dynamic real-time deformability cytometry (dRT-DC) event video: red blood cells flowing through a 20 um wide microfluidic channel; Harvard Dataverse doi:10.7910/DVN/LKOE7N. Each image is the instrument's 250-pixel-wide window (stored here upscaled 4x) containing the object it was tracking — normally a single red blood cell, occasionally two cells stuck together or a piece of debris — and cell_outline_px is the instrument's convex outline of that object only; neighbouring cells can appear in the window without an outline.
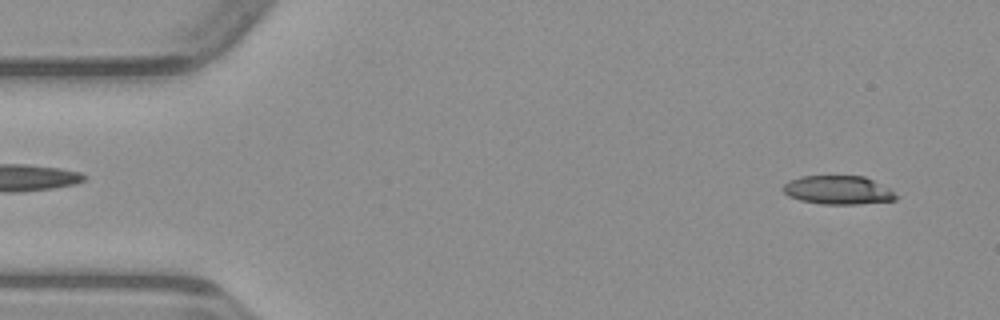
{"species": "common noctule bat (a hibernating species)", "species_latin": "Nyctalus noctula", "temperature_condition": "warm", "stored_images_in_passage": 46, "camera_frame_rate_fps": 3000, "um_per_image_px": 0.085, "animal": {"sex": "male", "body_mass_g": 23.1, "forearm_length_mm": 52.7}, "frame": {"image": 1, "passage_image": 1, "time_ms": 0.0, "image_size_px": [1000, 320], "cell_outline_px": [[900, 196], [896, 200], [856, 204], [820, 204], [800, 200], [788, 196], [784, 192], [784, 184], [792, 180], [804, 176], [864, 176], [888, 188]], "centroid_in_image_um": [71.26, 16.17], "position_along_channel_um": 13.7, "area_um2": 18.67}}
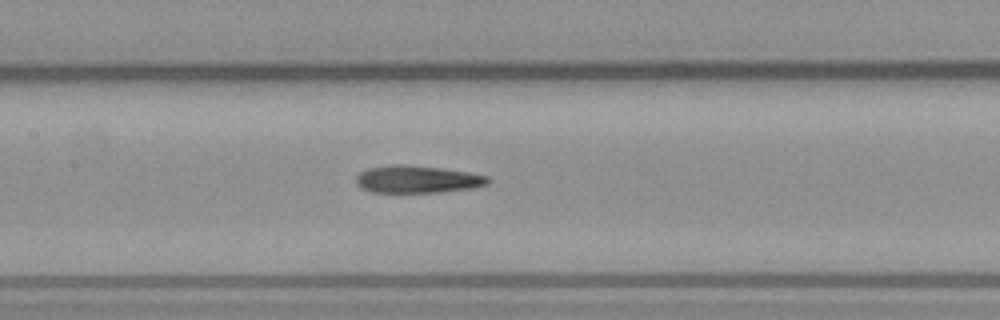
{"frame": {"image": 2, "passage_image": 20, "time_ms": 6.333, "image_size_px": [1000, 320], "cell_outline_px": [[488, 184], [472, 188], [440, 192], [372, 192], [356, 184], [356, 176], [360, 172], [368, 168], [392, 164], [408, 164], [440, 168], [468, 172], [488, 176]], "centroid_in_image_um": [35.46, 15.23], "position_along_channel_um": 171.9, "area_um2": 20.98}}
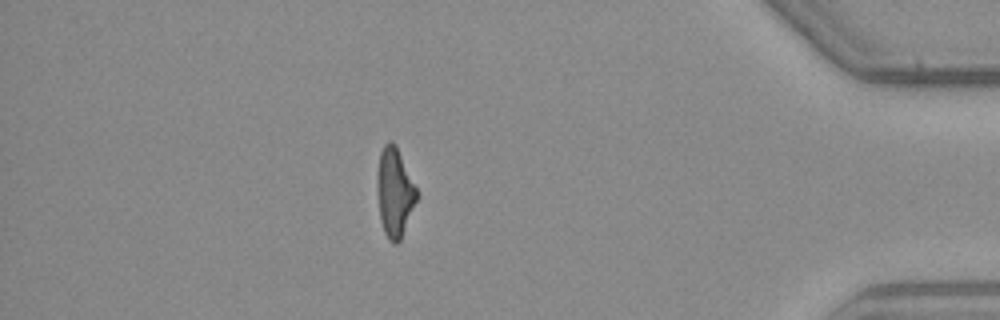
{"frame": {"image": 3, "passage_image": 40, "time_ms": 13.0, "image_size_px": [1000, 320], "cell_outline_px": [[416, 200], [400, 240], [396, 244], [392, 244], [388, 240], [384, 232], [380, 220], [380, 152], [384, 144], [388, 140], [392, 140], [396, 144], [416, 188]], "centroid_in_image_um": [33.57, 16.36], "position_along_channel_um": 401.6, "area_um2": 19.31}}